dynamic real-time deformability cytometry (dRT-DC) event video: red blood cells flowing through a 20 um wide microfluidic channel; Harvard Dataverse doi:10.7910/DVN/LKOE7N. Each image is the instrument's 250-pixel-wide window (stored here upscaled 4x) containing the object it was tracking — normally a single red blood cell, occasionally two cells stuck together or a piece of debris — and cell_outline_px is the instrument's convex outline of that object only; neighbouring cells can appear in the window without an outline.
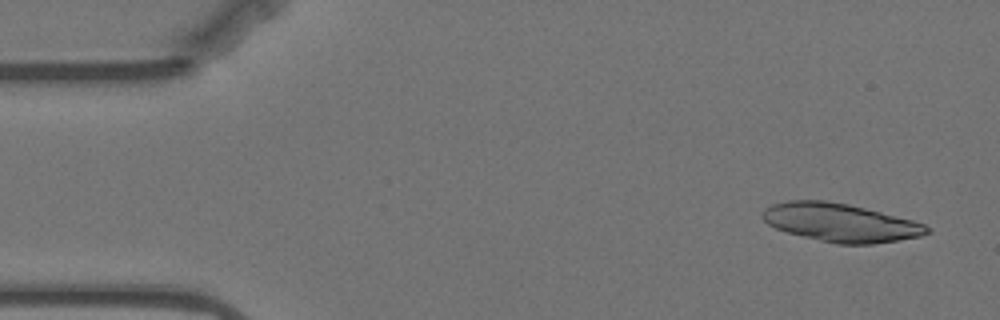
{"species": "Egyptian fruit bat (a non-hibernating species)", "species_latin": "Rousettus aegyptiacus", "temperature_condition": "warm", "stored_images_in_passage": 55, "segment_of_instrument_passage": [1, 2], "camera_frame_rate_fps": 3000, "um_per_image_px": 0.085, "animal": {"sex": "female"}, "frame": {"image": 1, "passage_image": 1, "time_ms": 0.0, "image_size_px": [1000, 320], "cell_outline_px": [[932, 232], [920, 236], [872, 244], [836, 244], [788, 232], [776, 228], [768, 224], [760, 216], [764, 208], [772, 204], [788, 200], [824, 200], [848, 204], [912, 220], [924, 224]], "centroid_in_image_um": [71.4, 18.91], "position_along_channel_um": 13.6, "area_um2": 36.36}}